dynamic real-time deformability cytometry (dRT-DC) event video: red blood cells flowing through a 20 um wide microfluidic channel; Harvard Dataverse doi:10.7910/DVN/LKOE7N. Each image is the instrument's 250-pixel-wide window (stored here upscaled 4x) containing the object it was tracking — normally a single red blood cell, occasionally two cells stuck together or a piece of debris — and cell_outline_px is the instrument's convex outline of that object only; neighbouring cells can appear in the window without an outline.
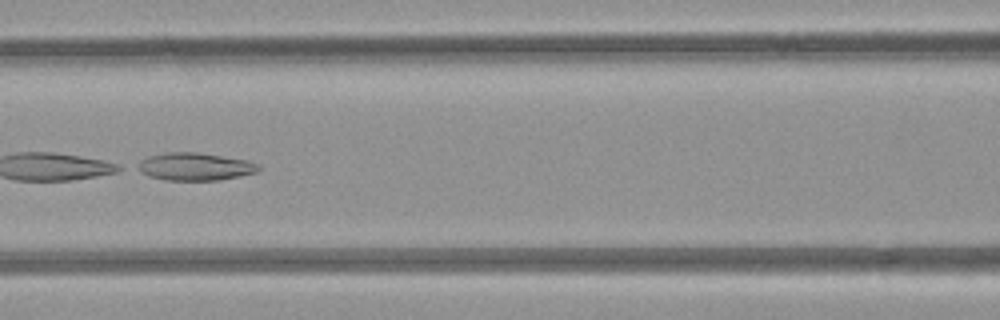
{"species": "common noctule bat (a hibernating species)", "species_latin": "Nyctalus noctula", "temperature_condition": "room temperature", "stored_images_in_passage": 6, "camera_frame_rate_fps": 3000, "um_per_image_px": 0.085, "animal": {"sex": "female", "body_mass_g": 21.9}, "frame": {"image": 1, "passage_image": 6, "time_ms": 5.667, "image_size_px": [1000, 320], "cell_outline_px": [[260, 168], [256, 172], [240, 176], [220, 180], [164, 180], [148, 176], [132, 168], [132, 164], [148, 156], [168, 152], [196, 152], [248, 160], [260, 164]], "centroid_in_image_um": [16.49, 14.16], "position_along_channel_um": 150.1, "area_um2": 19.88}}